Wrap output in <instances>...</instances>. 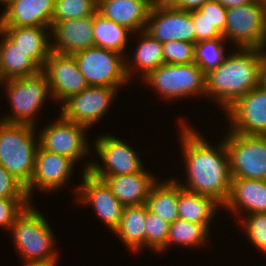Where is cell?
Returning <instances> with one entry per match:
<instances>
[{"label": "cell", "mask_w": 266, "mask_h": 266, "mask_svg": "<svg viewBox=\"0 0 266 266\" xmlns=\"http://www.w3.org/2000/svg\"><path fill=\"white\" fill-rule=\"evenodd\" d=\"M182 128L179 132L188 181L185 185L179 182L181 187L209 196L223 205L231 186L229 156L224 140L213 148L190 124L182 125Z\"/></svg>", "instance_id": "1"}, {"label": "cell", "mask_w": 266, "mask_h": 266, "mask_svg": "<svg viewBox=\"0 0 266 266\" xmlns=\"http://www.w3.org/2000/svg\"><path fill=\"white\" fill-rule=\"evenodd\" d=\"M262 56L260 49L239 48L228 54L217 68L206 73L205 96L216 99L227 110L248 91L259 86Z\"/></svg>", "instance_id": "2"}, {"label": "cell", "mask_w": 266, "mask_h": 266, "mask_svg": "<svg viewBox=\"0 0 266 266\" xmlns=\"http://www.w3.org/2000/svg\"><path fill=\"white\" fill-rule=\"evenodd\" d=\"M35 129V126L0 120V165L25 187L33 176L39 147Z\"/></svg>", "instance_id": "3"}, {"label": "cell", "mask_w": 266, "mask_h": 266, "mask_svg": "<svg viewBox=\"0 0 266 266\" xmlns=\"http://www.w3.org/2000/svg\"><path fill=\"white\" fill-rule=\"evenodd\" d=\"M10 230L24 262L58 260L55 235L45 217L31 204L16 217Z\"/></svg>", "instance_id": "4"}, {"label": "cell", "mask_w": 266, "mask_h": 266, "mask_svg": "<svg viewBox=\"0 0 266 266\" xmlns=\"http://www.w3.org/2000/svg\"><path fill=\"white\" fill-rule=\"evenodd\" d=\"M12 105L11 115L0 119L8 123L36 126L35 116L47 97L52 96L48 79L43 70L39 73L2 81ZM39 109V110H38Z\"/></svg>", "instance_id": "5"}, {"label": "cell", "mask_w": 266, "mask_h": 266, "mask_svg": "<svg viewBox=\"0 0 266 266\" xmlns=\"http://www.w3.org/2000/svg\"><path fill=\"white\" fill-rule=\"evenodd\" d=\"M143 80L166 99H181L191 95H204L206 73L195 63H164L149 72Z\"/></svg>", "instance_id": "6"}, {"label": "cell", "mask_w": 266, "mask_h": 266, "mask_svg": "<svg viewBox=\"0 0 266 266\" xmlns=\"http://www.w3.org/2000/svg\"><path fill=\"white\" fill-rule=\"evenodd\" d=\"M231 178L266 180V135L232 133L224 139Z\"/></svg>", "instance_id": "7"}, {"label": "cell", "mask_w": 266, "mask_h": 266, "mask_svg": "<svg viewBox=\"0 0 266 266\" xmlns=\"http://www.w3.org/2000/svg\"><path fill=\"white\" fill-rule=\"evenodd\" d=\"M222 36L237 48L261 49L266 45V2H254L227 9Z\"/></svg>", "instance_id": "8"}, {"label": "cell", "mask_w": 266, "mask_h": 266, "mask_svg": "<svg viewBox=\"0 0 266 266\" xmlns=\"http://www.w3.org/2000/svg\"><path fill=\"white\" fill-rule=\"evenodd\" d=\"M72 55L88 86L119 89L121 85L129 82L125 71L126 59L123 54L93 46Z\"/></svg>", "instance_id": "9"}, {"label": "cell", "mask_w": 266, "mask_h": 266, "mask_svg": "<svg viewBox=\"0 0 266 266\" xmlns=\"http://www.w3.org/2000/svg\"><path fill=\"white\" fill-rule=\"evenodd\" d=\"M94 146L105 168L97 162L88 161L83 172H89L92 176H117L134 174L144 169L133 148L115 136H98Z\"/></svg>", "instance_id": "10"}, {"label": "cell", "mask_w": 266, "mask_h": 266, "mask_svg": "<svg viewBox=\"0 0 266 266\" xmlns=\"http://www.w3.org/2000/svg\"><path fill=\"white\" fill-rule=\"evenodd\" d=\"M117 91L114 87L88 86L63 103L60 115L89 129L109 110L108 107L116 97Z\"/></svg>", "instance_id": "11"}, {"label": "cell", "mask_w": 266, "mask_h": 266, "mask_svg": "<svg viewBox=\"0 0 266 266\" xmlns=\"http://www.w3.org/2000/svg\"><path fill=\"white\" fill-rule=\"evenodd\" d=\"M57 121L41 130L39 146L46 151L71 159L74 163L89 153L87 127L68 121L61 115Z\"/></svg>", "instance_id": "12"}, {"label": "cell", "mask_w": 266, "mask_h": 266, "mask_svg": "<svg viewBox=\"0 0 266 266\" xmlns=\"http://www.w3.org/2000/svg\"><path fill=\"white\" fill-rule=\"evenodd\" d=\"M145 31L160 43L172 40L195 43V29L190 11L168 4L152 5Z\"/></svg>", "instance_id": "13"}, {"label": "cell", "mask_w": 266, "mask_h": 266, "mask_svg": "<svg viewBox=\"0 0 266 266\" xmlns=\"http://www.w3.org/2000/svg\"><path fill=\"white\" fill-rule=\"evenodd\" d=\"M42 70L47 76L52 97L62 104L88 87L71 54L51 51Z\"/></svg>", "instance_id": "14"}, {"label": "cell", "mask_w": 266, "mask_h": 266, "mask_svg": "<svg viewBox=\"0 0 266 266\" xmlns=\"http://www.w3.org/2000/svg\"><path fill=\"white\" fill-rule=\"evenodd\" d=\"M230 132L266 135V91L260 86L240 97L226 111Z\"/></svg>", "instance_id": "15"}, {"label": "cell", "mask_w": 266, "mask_h": 266, "mask_svg": "<svg viewBox=\"0 0 266 266\" xmlns=\"http://www.w3.org/2000/svg\"><path fill=\"white\" fill-rule=\"evenodd\" d=\"M82 184L76 187L78 202L92 205L98 217L112 231L121 223L124 205L114 196L107 183L83 172ZM79 198V199H78Z\"/></svg>", "instance_id": "16"}, {"label": "cell", "mask_w": 266, "mask_h": 266, "mask_svg": "<svg viewBox=\"0 0 266 266\" xmlns=\"http://www.w3.org/2000/svg\"><path fill=\"white\" fill-rule=\"evenodd\" d=\"M74 162L62 155L43 150L36 152L35 166L30 183L25 187L29 198L36 187L42 191H55L65 186L71 177ZM68 179V180H67Z\"/></svg>", "instance_id": "17"}, {"label": "cell", "mask_w": 266, "mask_h": 266, "mask_svg": "<svg viewBox=\"0 0 266 266\" xmlns=\"http://www.w3.org/2000/svg\"><path fill=\"white\" fill-rule=\"evenodd\" d=\"M50 33L55 39L51 49L60 54L72 55L95 46L93 16L57 22Z\"/></svg>", "instance_id": "18"}, {"label": "cell", "mask_w": 266, "mask_h": 266, "mask_svg": "<svg viewBox=\"0 0 266 266\" xmlns=\"http://www.w3.org/2000/svg\"><path fill=\"white\" fill-rule=\"evenodd\" d=\"M0 15V26L51 27L55 0H9Z\"/></svg>", "instance_id": "19"}, {"label": "cell", "mask_w": 266, "mask_h": 266, "mask_svg": "<svg viewBox=\"0 0 266 266\" xmlns=\"http://www.w3.org/2000/svg\"><path fill=\"white\" fill-rule=\"evenodd\" d=\"M222 207L236 216L242 210L248 214L266 212V180L231 178L229 195Z\"/></svg>", "instance_id": "20"}, {"label": "cell", "mask_w": 266, "mask_h": 266, "mask_svg": "<svg viewBox=\"0 0 266 266\" xmlns=\"http://www.w3.org/2000/svg\"><path fill=\"white\" fill-rule=\"evenodd\" d=\"M151 7L148 0H98L97 12L136 34L145 30Z\"/></svg>", "instance_id": "21"}, {"label": "cell", "mask_w": 266, "mask_h": 266, "mask_svg": "<svg viewBox=\"0 0 266 266\" xmlns=\"http://www.w3.org/2000/svg\"><path fill=\"white\" fill-rule=\"evenodd\" d=\"M153 176L143 169L141 172L129 175L94 177L104 180L111 188L114 196L126 207L147 203L149 192L157 182Z\"/></svg>", "instance_id": "22"}, {"label": "cell", "mask_w": 266, "mask_h": 266, "mask_svg": "<svg viewBox=\"0 0 266 266\" xmlns=\"http://www.w3.org/2000/svg\"><path fill=\"white\" fill-rule=\"evenodd\" d=\"M45 28V29H44ZM0 30L18 46V48L31 57L42 69L45 66L51 49L48 37L51 27L45 26H0Z\"/></svg>", "instance_id": "23"}, {"label": "cell", "mask_w": 266, "mask_h": 266, "mask_svg": "<svg viewBox=\"0 0 266 266\" xmlns=\"http://www.w3.org/2000/svg\"><path fill=\"white\" fill-rule=\"evenodd\" d=\"M0 79L2 81L39 73L42 68L21 51L1 30Z\"/></svg>", "instance_id": "24"}, {"label": "cell", "mask_w": 266, "mask_h": 266, "mask_svg": "<svg viewBox=\"0 0 266 266\" xmlns=\"http://www.w3.org/2000/svg\"><path fill=\"white\" fill-rule=\"evenodd\" d=\"M215 199L184 190L179 183L178 216L192 223L203 225L210 232L212 221L218 207Z\"/></svg>", "instance_id": "25"}, {"label": "cell", "mask_w": 266, "mask_h": 266, "mask_svg": "<svg viewBox=\"0 0 266 266\" xmlns=\"http://www.w3.org/2000/svg\"><path fill=\"white\" fill-rule=\"evenodd\" d=\"M146 204L124 207L121 223L114 230L122 242L133 252L146 247Z\"/></svg>", "instance_id": "26"}, {"label": "cell", "mask_w": 266, "mask_h": 266, "mask_svg": "<svg viewBox=\"0 0 266 266\" xmlns=\"http://www.w3.org/2000/svg\"><path fill=\"white\" fill-rule=\"evenodd\" d=\"M172 179V180H171ZM167 182H156L147 198L148 209L169 224L178 216L179 181L171 178Z\"/></svg>", "instance_id": "27"}, {"label": "cell", "mask_w": 266, "mask_h": 266, "mask_svg": "<svg viewBox=\"0 0 266 266\" xmlns=\"http://www.w3.org/2000/svg\"><path fill=\"white\" fill-rule=\"evenodd\" d=\"M140 34L139 44L134 52V66L127 64L125 61V71L128 79L130 80L131 75L134 76L133 70L141 71L144 78L149 72L155 70L160 65L164 64V58L162 53V43L153 38L145 30L139 31ZM130 65V67H129ZM137 66V68H136Z\"/></svg>", "instance_id": "28"}, {"label": "cell", "mask_w": 266, "mask_h": 266, "mask_svg": "<svg viewBox=\"0 0 266 266\" xmlns=\"http://www.w3.org/2000/svg\"><path fill=\"white\" fill-rule=\"evenodd\" d=\"M131 30L103 17L98 12L93 16V36L95 46L112 50L125 56L126 45Z\"/></svg>", "instance_id": "29"}, {"label": "cell", "mask_w": 266, "mask_h": 266, "mask_svg": "<svg viewBox=\"0 0 266 266\" xmlns=\"http://www.w3.org/2000/svg\"><path fill=\"white\" fill-rule=\"evenodd\" d=\"M208 235L209 231L203 225L178 218L169 226L166 250L171 244L188 246L187 248L199 247L206 243Z\"/></svg>", "instance_id": "30"}, {"label": "cell", "mask_w": 266, "mask_h": 266, "mask_svg": "<svg viewBox=\"0 0 266 266\" xmlns=\"http://www.w3.org/2000/svg\"><path fill=\"white\" fill-rule=\"evenodd\" d=\"M223 36L195 43L194 62L205 72L217 68L227 55L224 50Z\"/></svg>", "instance_id": "31"}, {"label": "cell", "mask_w": 266, "mask_h": 266, "mask_svg": "<svg viewBox=\"0 0 266 266\" xmlns=\"http://www.w3.org/2000/svg\"><path fill=\"white\" fill-rule=\"evenodd\" d=\"M97 7L98 0H55L51 28L57 22L94 16Z\"/></svg>", "instance_id": "32"}, {"label": "cell", "mask_w": 266, "mask_h": 266, "mask_svg": "<svg viewBox=\"0 0 266 266\" xmlns=\"http://www.w3.org/2000/svg\"><path fill=\"white\" fill-rule=\"evenodd\" d=\"M170 224L152 213L146 204V247L157 252L166 250V241L169 235Z\"/></svg>", "instance_id": "33"}, {"label": "cell", "mask_w": 266, "mask_h": 266, "mask_svg": "<svg viewBox=\"0 0 266 266\" xmlns=\"http://www.w3.org/2000/svg\"><path fill=\"white\" fill-rule=\"evenodd\" d=\"M241 218L243 230L250 242L266 254V212L246 214Z\"/></svg>", "instance_id": "34"}, {"label": "cell", "mask_w": 266, "mask_h": 266, "mask_svg": "<svg viewBox=\"0 0 266 266\" xmlns=\"http://www.w3.org/2000/svg\"><path fill=\"white\" fill-rule=\"evenodd\" d=\"M195 43L172 40L162 44L164 63L190 64L194 62Z\"/></svg>", "instance_id": "35"}, {"label": "cell", "mask_w": 266, "mask_h": 266, "mask_svg": "<svg viewBox=\"0 0 266 266\" xmlns=\"http://www.w3.org/2000/svg\"><path fill=\"white\" fill-rule=\"evenodd\" d=\"M31 203V199L0 198V227L9 230L16 217Z\"/></svg>", "instance_id": "36"}, {"label": "cell", "mask_w": 266, "mask_h": 266, "mask_svg": "<svg viewBox=\"0 0 266 266\" xmlns=\"http://www.w3.org/2000/svg\"><path fill=\"white\" fill-rule=\"evenodd\" d=\"M0 198L30 199L25 186L0 165Z\"/></svg>", "instance_id": "37"}, {"label": "cell", "mask_w": 266, "mask_h": 266, "mask_svg": "<svg viewBox=\"0 0 266 266\" xmlns=\"http://www.w3.org/2000/svg\"><path fill=\"white\" fill-rule=\"evenodd\" d=\"M198 10L221 34L224 33L227 9L221 3L216 0H209Z\"/></svg>", "instance_id": "38"}, {"label": "cell", "mask_w": 266, "mask_h": 266, "mask_svg": "<svg viewBox=\"0 0 266 266\" xmlns=\"http://www.w3.org/2000/svg\"><path fill=\"white\" fill-rule=\"evenodd\" d=\"M190 15L195 29V43L222 36L199 10L190 11Z\"/></svg>", "instance_id": "39"}, {"label": "cell", "mask_w": 266, "mask_h": 266, "mask_svg": "<svg viewBox=\"0 0 266 266\" xmlns=\"http://www.w3.org/2000/svg\"><path fill=\"white\" fill-rule=\"evenodd\" d=\"M209 0H171L168 5L185 11L198 10L205 2Z\"/></svg>", "instance_id": "40"}, {"label": "cell", "mask_w": 266, "mask_h": 266, "mask_svg": "<svg viewBox=\"0 0 266 266\" xmlns=\"http://www.w3.org/2000/svg\"><path fill=\"white\" fill-rule=\"evenodd\" d=\"M221 3L226 9L244 6L254 2L255 0H216Z\"/></svg>", "instance_id": "41"}, {"label": "cell", "mask_w": 266, "mask_h": 266, "mask_svg": "<svg viewBox=\"0 0 266 266\" xmlns=\"http://www.w3.org/2000/svg\"><path fill=\"white\" fill-rule=\"evenodd\" d=\"M57 261L58 260L25 262L24 266H57Z\"/></svg>", "instance_id": "42"}, {"label": "cell", "mask_w": 266, "mask_h": 266, "mask_svg": "<svg viewBox=\"0 0 266 266\" xmlns=\"http://www.w3.org/2000/svg\"><path fill=\"white\" fill-rule=\"evenodd\" d=\"M259 86L266 91V66L263 63L260 68Z\"/></svg>", "instance_id": "43"}, {"label": "cell", "mask_w": 266, "mask_h": 266, "mask_svg": "<svg viewBox=\"0 0 266 266\" xmlns=\"http://www.w3.org/2000/svg\"><path fill=\"white\" fill-rule=\"evenodd\" d=\"M152 5L168 4L171 0H148Z\"/></svg>", "instance_id": "44"}, {"label": "cell", "mask_w": 266, "mask_h": 266, "mask_svg": "<svg viewBox=\"0 0 266 266\" xmlns=\"http://www.w3.org/2000/svg\"><path fill=\"white\" fill-rule=\"evenodd\" d=\"M265 48H266V45L263 46L261 49H260V53H261V56H262V63L266 66V52L265 51ZM264 50V51H263Z\"/></svg>", "instance_id": "45"}, {"label": "cell", "mask_w": 266, "mask_h": 266, "mask_svg": "<svg viewBox=\"0 0 266 266\" xmlns=\"http://www.w3.org/2000/svg\"><path fill=\"white\" fill-rule=\"evenodd\" d=\"M9 0H0V2L2 3V4H6L7 2H8Z\"/></svg>", "instance_id": "46"}]
</instances>
